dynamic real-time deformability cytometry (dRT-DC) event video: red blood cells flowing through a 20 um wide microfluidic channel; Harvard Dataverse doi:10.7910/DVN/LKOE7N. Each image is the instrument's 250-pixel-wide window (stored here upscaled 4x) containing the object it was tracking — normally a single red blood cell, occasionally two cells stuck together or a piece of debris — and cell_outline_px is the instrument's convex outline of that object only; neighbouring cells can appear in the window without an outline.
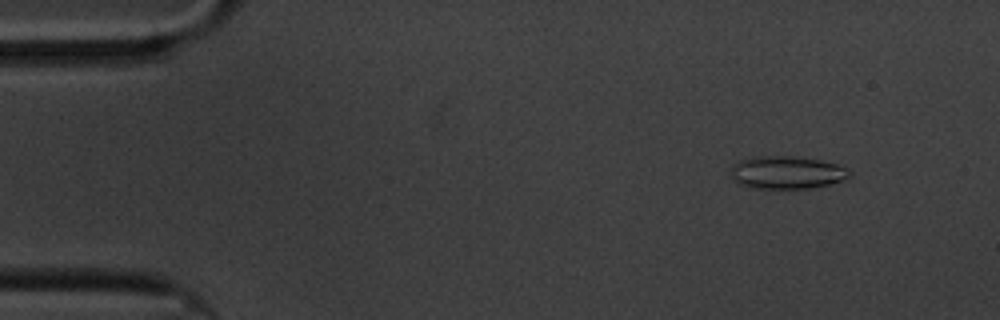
{"species": "common noctule bat (a hibernating species)", "species_latin": "Nyctalus noctula", "temperature_condition": "cold", "stored_images_in_passage": 59, "camera_frame_rate_fps": 3000, "um_per_image_px": 0.085, "animal": {"sex": "male", "body_mass_g": 20.1, "forearm_length_mm": 53.5}, "frame": {"image": 1, "passage_image": 6, "time_ms": 1.667, "image_size_px": [1000, 320], "cell_outline_px": [[852, 176], [844, 180], [812, 188], [748, 188], [732, 180], [728, 172], [732, 164], [740, 160], [756, 156], [796, 156], [820, 160], [836, 164], [848, 168], [852, 172]], "centroid_in_image_um": [66.85, 14.66], "position_along_channel_um": 18.2, "area_um2": 23.12}}
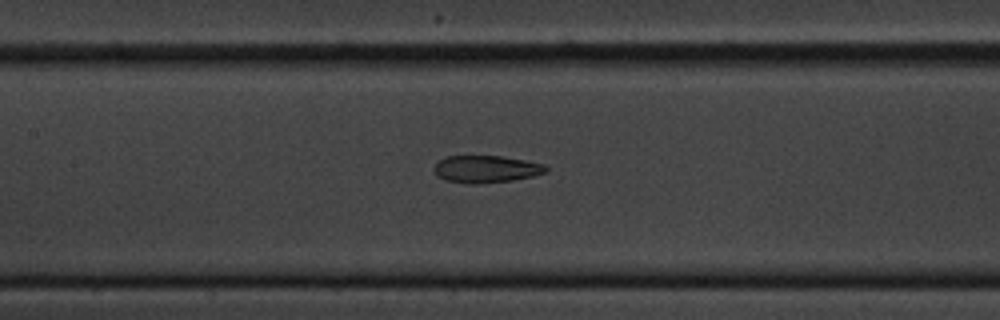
{"frame": {"image": 2, "passage_image": 27, "time_ms": 8.667, "image_size_px": [1000, 320], "cell_outline_px": [[548, 172], [532, 176], [512, 180], [476, 184], [468, 184], [444, 180], [436, 176], [432, 168], [440, 160], [448, 156], [500, 156], [524, 160], [544, 164], [548, 168]], "centroid_in_image_um": [41.29, 14.38], "position_along_channel_um": 166.1, "area_um2": 17.8}}
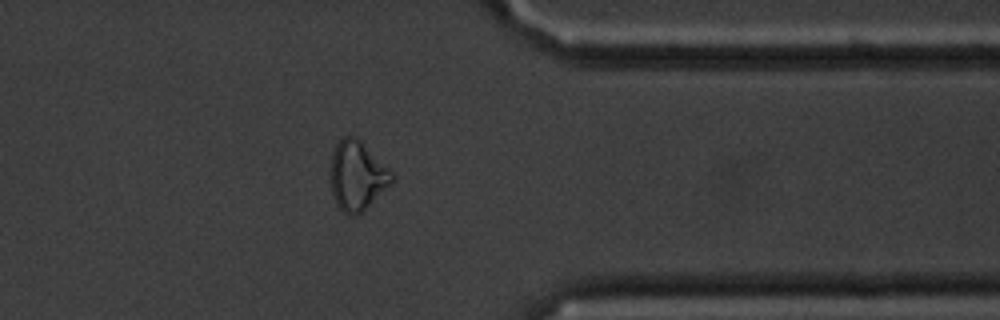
{"frame": {"image": 3, "passage_image": 47, "time_ms": 15.333, "image_size_px": [1000, 320], "cell_outline_px": [[396, 176], [392, 184], [356, 216], [348, 216], [336, 204], [332, 192], [332, 152], [336, 144], [344, 136], [352, 136], [360, 140]], "centroid_in_image_um": [30.38, 14.95], "position_along_channel_um": 381.0, "area_um2": 24.33}, "authors_computed_cell_mechanics": {"area_um2": 21.097, "velocity_mm_per_s": 3.3778, "shape_relaxation_time_tau1_ms": null, "shape_relaxation_time_tau2_ms": 2.9142, "deformation_change_tau1": null, "deformation_change_tau2": 0.1072}}